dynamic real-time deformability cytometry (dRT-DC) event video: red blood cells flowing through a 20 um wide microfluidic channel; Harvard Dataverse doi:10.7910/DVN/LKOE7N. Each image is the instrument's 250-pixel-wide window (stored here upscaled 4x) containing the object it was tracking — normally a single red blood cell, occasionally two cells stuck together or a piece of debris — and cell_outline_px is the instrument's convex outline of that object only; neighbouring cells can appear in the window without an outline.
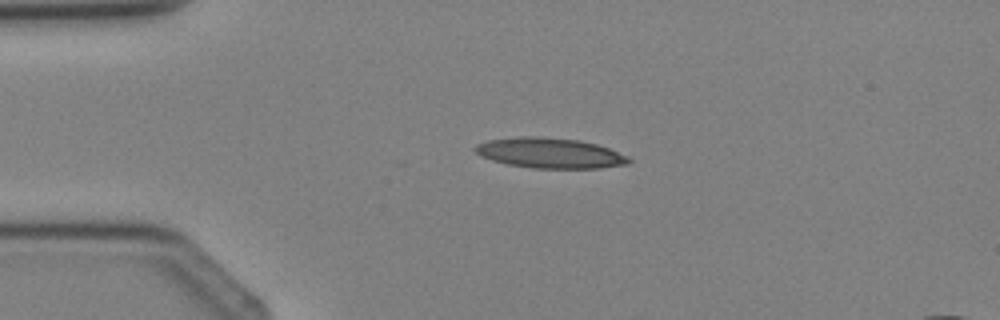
{"species": "Egyptian fruit bat (a non-hibernating species)", "species_latin": "Rousettus aegyptiacus", "temperature_condition": "cold", "stored_images_in_passage": 2, "camera_frame_rate_fps": 3000, "um_per_image_px": 0.085, "animal": {"sex": "female"}, "frame": {"image": 1, "passage_image": 1, "time_ms": 0.0, "image_size_px": [1000, 320], "cell_outline_px": [[632, 160], [628, 164], [600, 168], [532, 168], [508, 164], [492, 160], [480, 156], [472, 148], [476, 144], [488, 140], [520, 136], [540, 136], [580, 140], [596, 144], [608, 148], [628, 156]], "centroid_in_image_um": [46.73, 13.0], "position_along_channel_um": 38.3, "area_um2": 27.22}}